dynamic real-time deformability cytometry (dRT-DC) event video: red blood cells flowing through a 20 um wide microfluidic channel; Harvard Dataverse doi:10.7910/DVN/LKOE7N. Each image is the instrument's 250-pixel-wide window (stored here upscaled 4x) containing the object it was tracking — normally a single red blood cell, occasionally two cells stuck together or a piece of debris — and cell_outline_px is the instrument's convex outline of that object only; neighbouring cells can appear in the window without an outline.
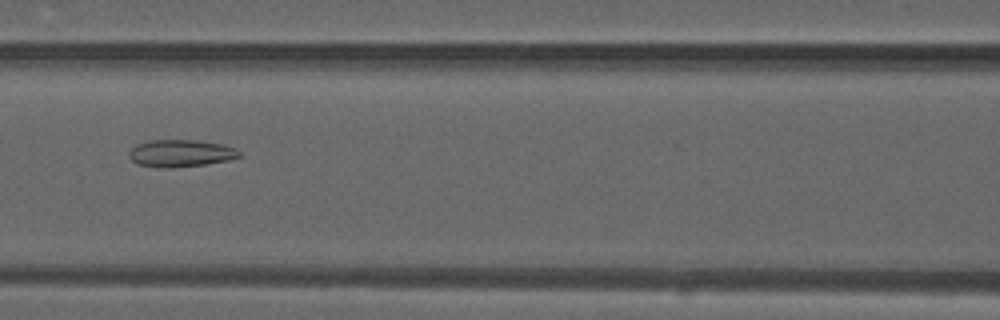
{"species": "common noctule bat (a hibernating species)", "species_latin": "Nyctalus noctula", "temperature_condition": "warm", "stored_images_in_passage": 27, "camera_frame_rate_fps": 3000, "um_per_image_px": 0.085, "animal": {"sex": "male", "forearm_length_mm": 52.5}, "frame": {"image": 1, "passage_image": 13, "time_ms": 4.0, "image_size_px": [1000, 320], "cell_outline_px": [[240, 156], [228, 160], [204, 164], [168, 168], [160, 168], [136, 164], [128, 156], [128, 152], [136, 144], [148, 140], [196, 140], [224, 144], [236, 148], [240, 152]], "centroid_in_image_um": [15.33, 13.02], "position_along_channel_um": 151.3, "area_um2": 17.57}}
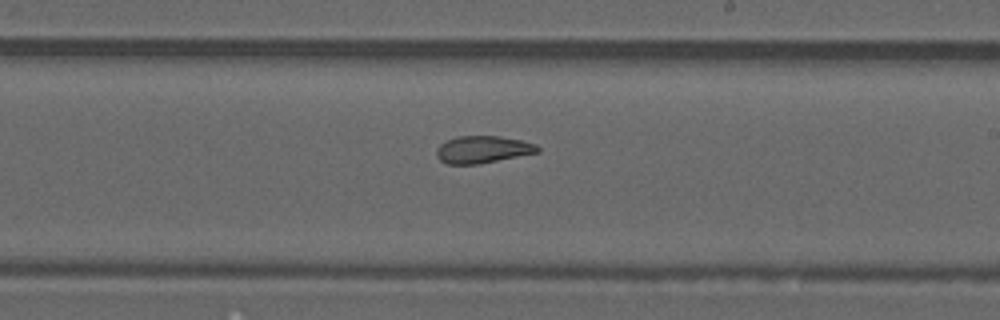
{"frame": {"image": 2, "passage_image": 20, "time_ms": 6.333, "image_size_px": [1000, 320], "cell_outline_px": [[540, 152], [476, 164], [448, 164], [440, 160], [436, 156], [436, 148], [440, 144], [456, 136], [500, 136], [520, 140], [536, 144], [540, 148]], "centroid_in_image_um": [41.02, 12.7], "position_along_channel_um": 248.0, "area_um2": 15.95}}
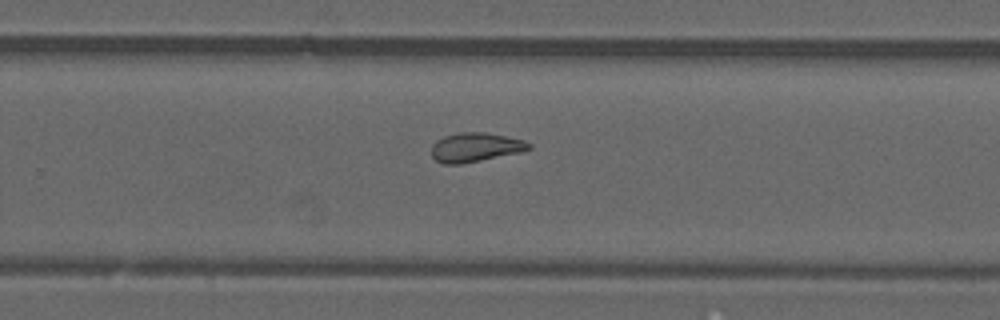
{"frame": {"image": 3, "passage_image": 23, "time_ms": 7.333, "image_size_px": [1000, 320], "cell_outline_px": [[532, 148], [520, 152], [460, 164], [444, 164], [436, 160], [432, 156], [432, 144], [436, 140], [444, 136], [460, 132], [488, 132], [524, 140], [532, 144]], "centroid_in_image_um": [40.41, 12.5], "position_along_channel_um": 289.4, "area_um2": 16.53}}